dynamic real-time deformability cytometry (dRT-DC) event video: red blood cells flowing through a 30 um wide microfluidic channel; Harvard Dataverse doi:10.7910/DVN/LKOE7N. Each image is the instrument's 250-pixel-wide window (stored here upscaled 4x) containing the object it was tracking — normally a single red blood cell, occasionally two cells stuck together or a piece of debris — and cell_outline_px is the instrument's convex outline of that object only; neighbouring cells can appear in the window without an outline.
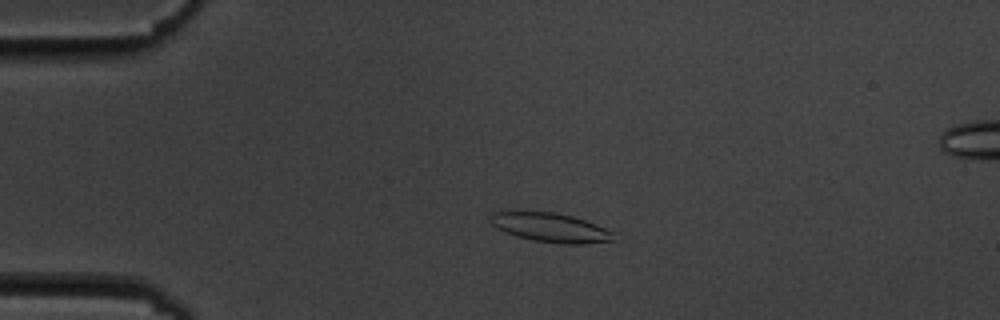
{"species": "common noctule bat (a hibernating species)", "species_latin": "Nyctalus noctula", "temperature_condition": "cold", "stored_images_in_passage": 6, "camera_frame_rate_fps": 3000, "um_per_image_px": 0.085, "animal": {"sex": "male", "body_mass_g": 19.5, "forearm_length_mm": 54.6}, "frame": {"image": 1, "passage_image": 4, "time_ms": 3.333, "image_size_px": [1000, 320], "cell_outline_px": [[616, 240], [584, 244], [564, 244], [532, 240], [516, 236], [504, 232], [496, 228], [488, 220], [492, 212], [556, 212], [572, 216], [596, 224], [616, 232]], "centroid_in_image_um": [46.83, 19.35], "position_along_channel_um": 38.2, "area_um2": 21.1}}